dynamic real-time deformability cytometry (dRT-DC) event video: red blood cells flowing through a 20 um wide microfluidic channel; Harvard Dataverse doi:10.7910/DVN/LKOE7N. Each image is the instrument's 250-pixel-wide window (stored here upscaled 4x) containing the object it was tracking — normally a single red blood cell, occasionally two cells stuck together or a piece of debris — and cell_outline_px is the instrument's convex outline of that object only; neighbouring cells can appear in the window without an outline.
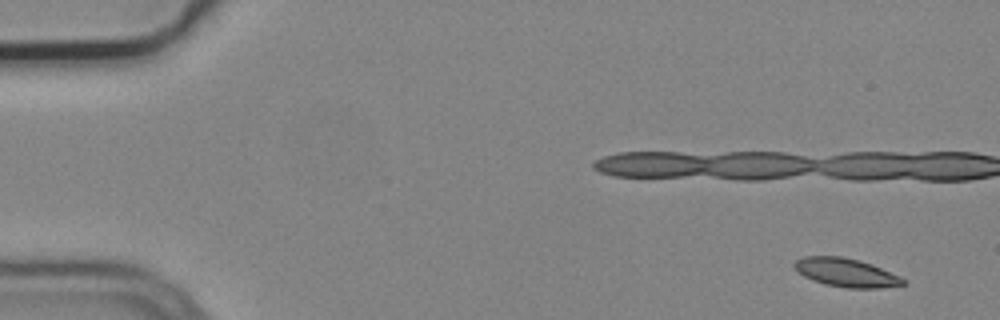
{"species": "common noctule bat (a hibernating species)", "species_latin": "Nyctalus noctula", "temperature_condition": "cold", "stored_images_in_passage": 6, "camera_frame_rate_fps": 3000, "um_per_image_px": 0.085, "animal": {"sex": "male", "body_mass_g": 19.2, "forearm_length_mm": 51.8}, "frame": {"image": 1, "passage_image": 1, "time_ms": 0.0, "image_size_px": [1000, 320], "cell_outline_px": [[908, 284], [880, 288], [844, 288], [824, 284], [812, 280], [804, 276], [792, 264], [796, 260], [804, 256], [840, 256], [860, 260], [872, 264], [900, 276]], "centroid_in_image_um": [71.93, 23.17], "position_along_channel_um": 13.1, "area_um2": 18.15}}
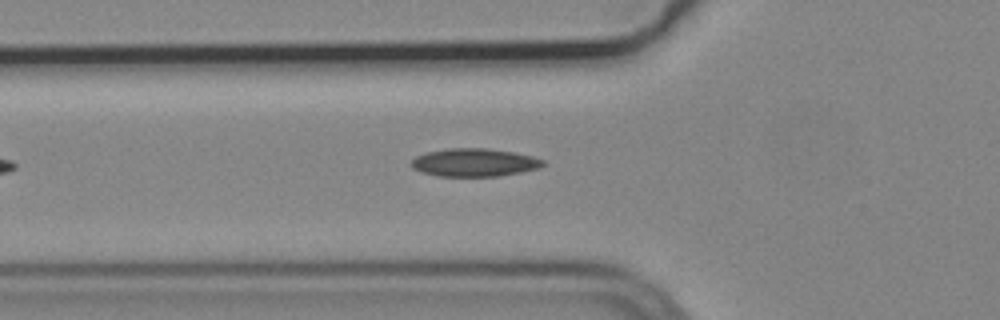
{"frame": {"image": 2, "passage_image": 6, "time_ms": 1.667, "image_size_px": [1000, 320], "cell_outline_px": [[544, 164], [540, 168], [520, 172], [496, 176], [436, 176], [420, 172], [412, 168], [412, 160], [416, 156], [428, 152], [448, 148], [488, 148], [512, 152], [532, 156], [544, 160]], "centroid_in_image_um": [40.3, 13.81], "position_along_channel_um": 85.5, "area_um2": 21.44}}